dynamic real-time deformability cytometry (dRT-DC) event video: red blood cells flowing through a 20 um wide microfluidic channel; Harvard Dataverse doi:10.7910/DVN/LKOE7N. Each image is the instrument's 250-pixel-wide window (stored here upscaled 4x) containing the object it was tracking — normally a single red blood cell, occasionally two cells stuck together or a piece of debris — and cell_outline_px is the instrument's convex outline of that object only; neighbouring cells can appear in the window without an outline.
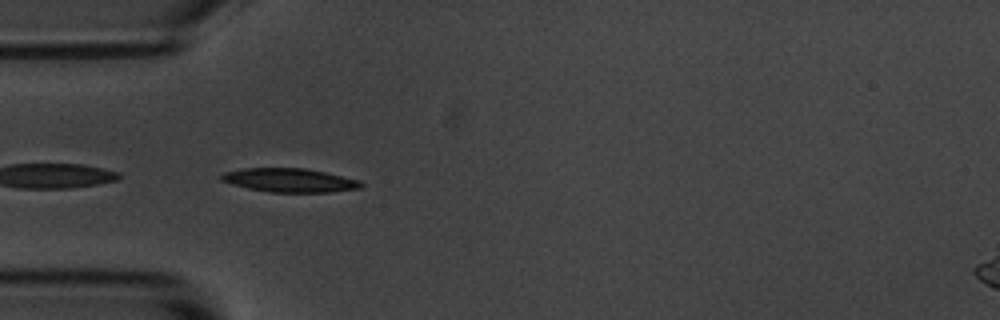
{"species": "common noctule bat (a hibernating species)", "species_latin": "Nyctalus noctula", "temperature_condition": "room temperature", "stored_images_in_passage": 34, "camera_frame_rate_fps": 3000, "um_per_image_px": 0.085, "animal": {"sex": "male", "body_mass_g": 20.1, "forearm_length_mm": 53.5}, "frame": {"image": 1, "passage_image": 1, "time_ms": 0.0, "image_size_px": [1000, 320], "cell_outline_px": [[364, 184], [360, 188], [332, 192], [272, 192], [248, 188], [232, 184], [220, 180], [220, 176], [224, 172], [244, 168], [304, 168], [324, 172], [360, 180]], "centroid_in_image_um": [24.62, 15.32], "position_along_channel_um": 60.4, "area_um2": 19.25}}
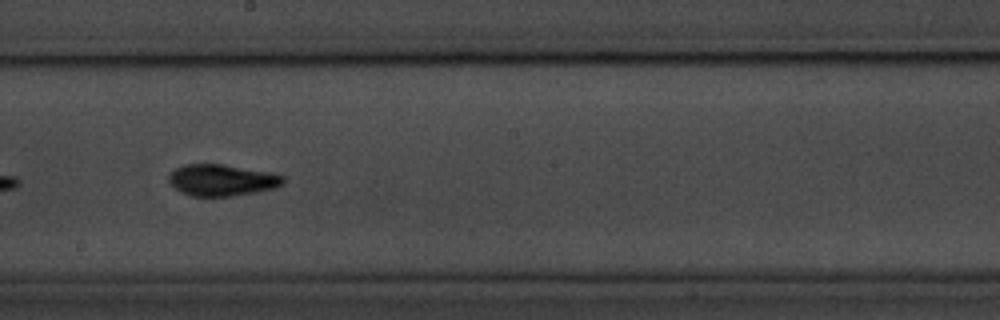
{"frame": {"image": 2, "passage_image": 15, "time_ms": 4.667, "image_size_px": [1000, 320], "cell_outline_px": [[284, 184], [276, 188], [256, 192], [232, 196], [192, 196], [180, 192], [168, 180], [168, 176], [176, 168], [184, 164], [224, 164], [272, 172], [284, 176]], "centroid_in_image_um": [18.9, 15.3], "position_along_channel_um": 229.3, "area_um2": 21.15}, "authors_computed_cell_mechanics": {"area_um2": 19.4208, "velocity_mm_per_s": 3.6517, "shape_relaxation_time_tau1_ms": 3.0931, "shape_relaxation_time_tau2_ms": 3.4228, "deformation_change_tau1": 0.1364, "deformation_change_tau2": 0.0994}}